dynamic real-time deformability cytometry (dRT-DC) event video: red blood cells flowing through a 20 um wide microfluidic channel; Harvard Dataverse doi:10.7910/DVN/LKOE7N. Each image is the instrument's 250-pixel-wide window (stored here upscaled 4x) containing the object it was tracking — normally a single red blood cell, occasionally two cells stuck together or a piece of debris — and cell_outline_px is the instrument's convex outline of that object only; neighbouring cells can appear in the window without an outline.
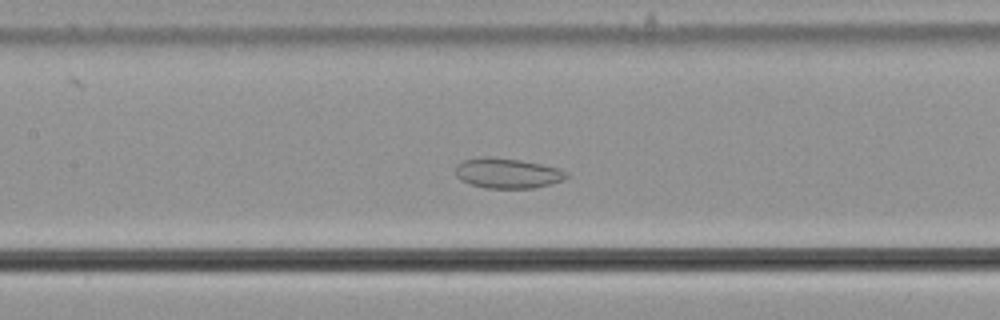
{"species": "common noctule bat (a hibernating species)", "species_latin": "Nyctalus noctula", "temperature_condition": "cold", "stored_images_in_passage": 56, "camera_frame_rate_fps": 3000, "um_per_image_px": 0.085, "animal": {"sex": "male", "body_mass_g": 21.5, "forearm_length_mm": 52.0}, "frame": {"image": 1, "passage_image": 26, "time_ms": 8.333, "image_size_px": [1000, 320], "cell_outline_px": [[568, 176], [564, 180], [532, 188], [484, 188], [460, 180], [456, 176], [456, 164], [464, 160], [480, 156], [492, 156], [520, 160], [560, 168], [568, 172]], "centroid_in_image_um": [43.11, 14.71], "position_along_channel_um": 164.3, "area_um2": 19.59}}
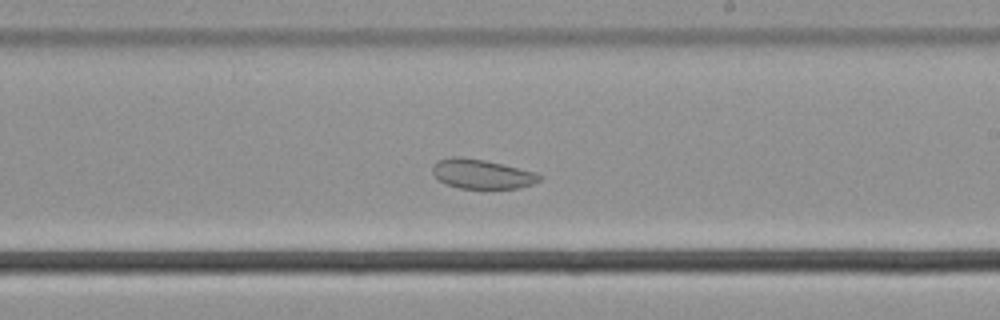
{"frame": {"image": 2, "passage_image": 33, "time_ms": 10.667, "image_size_px": [1000, 320], "cell_outline_px": [[544, 176], [540, 180], [532, 184], [520, 188], [460, 188], [444, 184], [432, 172], [432, 168], [436, 160], [452, 156], [456, 156], [484, 160], [536, 172]], "centroid_in_image_um": [40.95, 14.79], "position_along_channel_um": 248.0, "area_um2": 18.32}}
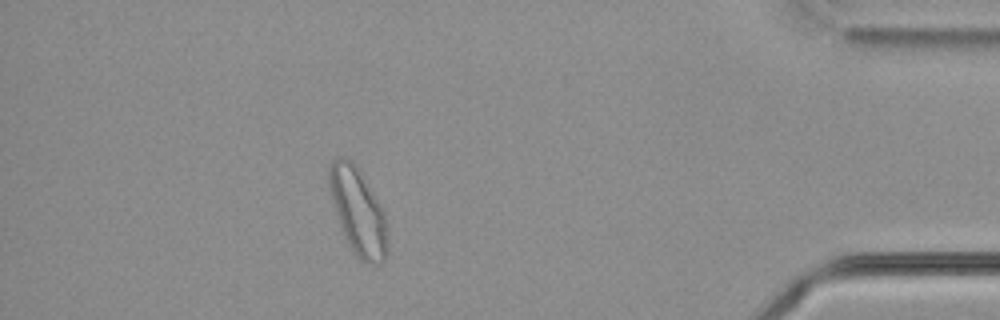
{"frame": {"image": 3, "passage_image": 50, "time_ms": 16.333, "image_size_px": [1000, 320], "cell_outline_px": [[388, 252], [384, 260], [380, 264], [368, 264], [360, 260], [356, 256], [348, 244], [344, 236], [336, 212], [328, 184], [328, 168], [332, 156], [340, 156], [352, 160], [356, 164], [384, 212]], "centroid_in_image_um": [30.41, 17.95], "position_along_channel_um": 404.8, "area_um2": 29.42}, "authors_computed_cell_mechanics": {"area_um2": 26.3857, "velocity_mm_per_s": 3.6049, "shape_relaxation_time_tau1_ms": null, "shape_relaxation_time_tau2_ms": 3.1705, "deformation_change_tau1": null, "deformation_change_tau2": 0.0703}}